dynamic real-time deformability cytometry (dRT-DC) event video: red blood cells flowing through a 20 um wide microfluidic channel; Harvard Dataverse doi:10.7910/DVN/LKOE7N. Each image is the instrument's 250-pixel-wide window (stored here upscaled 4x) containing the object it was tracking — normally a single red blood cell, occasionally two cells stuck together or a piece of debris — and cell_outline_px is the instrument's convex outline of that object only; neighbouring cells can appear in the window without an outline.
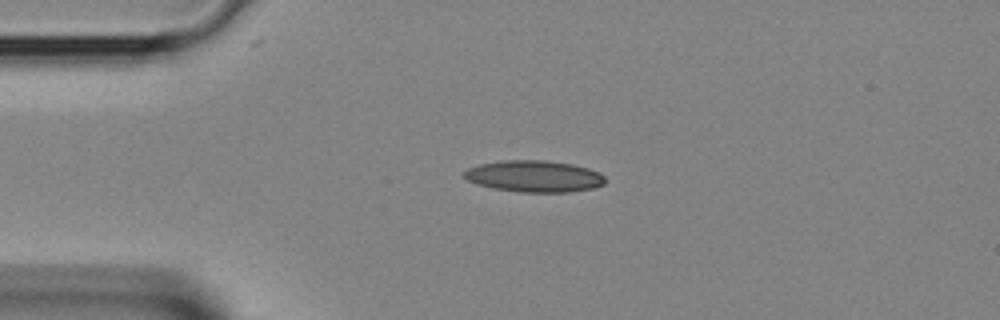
{"species": "Egyptian fruit bat (a non-hibernating species)", "species_latin": "Rousettus aegyptiacus", "temperature_condition": "room temperature", "stored_images_in_passage": 31, "camera_frame_rate_fps": 3000, "um_per_image_px": 0.085, "animal": {"sex": "female"}, "frame": {"image": 1, "passage_image": 1, "time_ms": 0.0, "image_size_px": [1000, 320], "cell_outline_px": [[604, 184], [592, 188], [568, 192], [520, 192], [492, 188], [468, 180], [464, 176], [464, 172], [468, 168], [480, 164], [500, 160], [544, 160], [572, 164], [588, 168], [600, 172], [604, 176]], "centroid_in_image_um": [45.42, 14.97], "position_along_channel_um": 39.6, "area_um2": 25.84}}
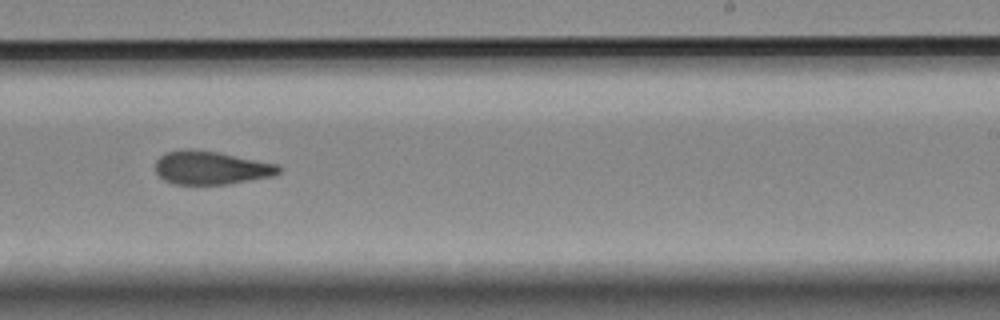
{"frame": {"image": 2, "passage_image": 16, "time_ms": 5.0, "image_size_px": [1000, 320], "cell_outline_px": [[280, 172], [272, 176], [228, 184], [176, 184], [164, 180], [156, 172], [156, 160], [164, 152], [180, 148], [192, 148], [220, 152], [276, 164], [280, 168]], "centroid_in_image_um": [17.89, 14.24], "position_along_channel_um": 271.1, "area_um2": 24.1}}
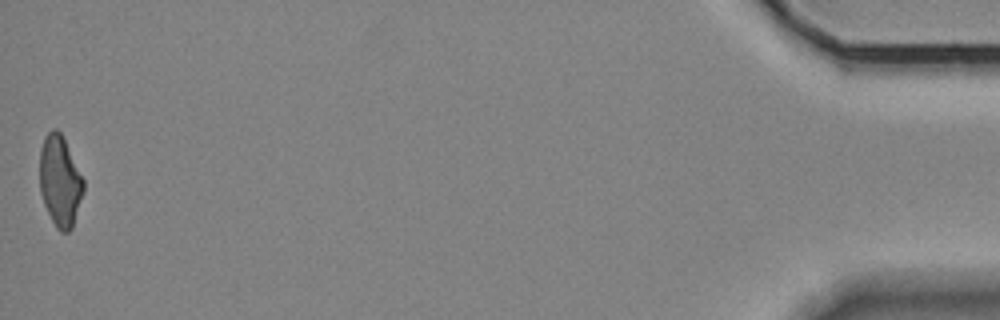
{"frame": {"image": 3, "passage_image": 31, "time_ms": 10.0, "image_size_px": [1000, 320], "cell_outline_px": [[84, 192], [72, 228], [68, 232], [60, 232], [56, 228], [44, 204], [40, 192], [40, 148], [44, 136], [52, 128], [56, 128], [60, 132], [84, 180]], "centroid_in_image_um": [5.09, 15.4], "position_along_channel_um": 430.1, "area_um2": 23.12}}